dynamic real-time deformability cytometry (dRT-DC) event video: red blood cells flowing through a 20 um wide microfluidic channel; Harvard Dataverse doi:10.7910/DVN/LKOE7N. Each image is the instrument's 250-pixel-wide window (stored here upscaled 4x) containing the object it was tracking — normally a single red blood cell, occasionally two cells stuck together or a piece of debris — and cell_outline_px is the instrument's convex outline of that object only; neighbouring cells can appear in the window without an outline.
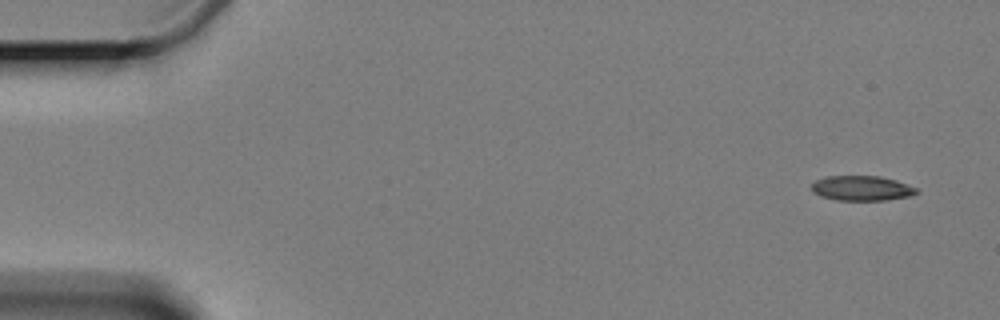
{"species": "Egyptian fruit bat (a non-hibernating species)", "species_latin": "Rousettus aegyptiacus", "temperature_condition": "cold", "stored_images_in_passage": 6, "camera_frame_rate_fps": 3000, "um_per_image_px": 0.085, "animal": {"sex": "female"}, "frame": {"image": 1, "passage_image": 1, "time_ms": 0.0, "image_size_px": [1000, 320], "cell_outline_px": [[920, 192], [908, 196], [884, 200], [836, 200], [824, 196], [816, 192], [812, 188], [812, 184], [816, 180], [828, 176], [880, 176], [896, 180], [916, 188]], "centroid_in_image_um": [73.28, 15.99], "position_along_channel_um": 11.7, "area_um2": 14.91}}
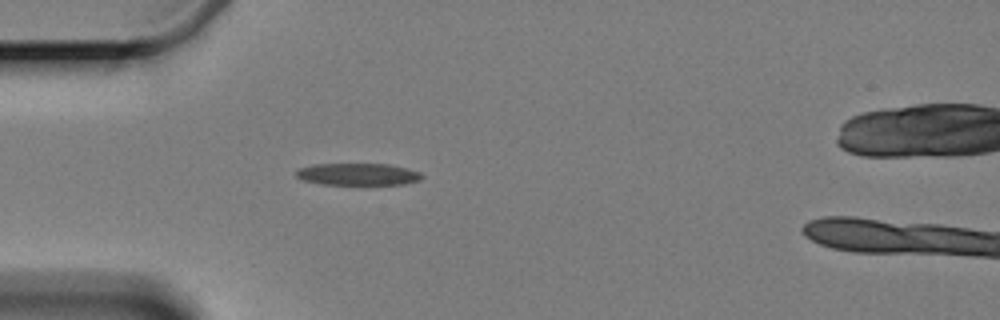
{"frame": {"image": 2, "passage_image": 5, "time_ms": 4.667, "image_size_px": [1000, 320], "cell_outline_px": [[424, 176], [420, 180], [404, 184], [320, 184], [300, 180], [296, 176], [296, 172], [300, 168], [312, 164], [388, 164], [420, 172]], "centroid_in_image_um": [30.39, 14.81], "position_along_channel_um": 54.6, "area_um2": 16.07}}